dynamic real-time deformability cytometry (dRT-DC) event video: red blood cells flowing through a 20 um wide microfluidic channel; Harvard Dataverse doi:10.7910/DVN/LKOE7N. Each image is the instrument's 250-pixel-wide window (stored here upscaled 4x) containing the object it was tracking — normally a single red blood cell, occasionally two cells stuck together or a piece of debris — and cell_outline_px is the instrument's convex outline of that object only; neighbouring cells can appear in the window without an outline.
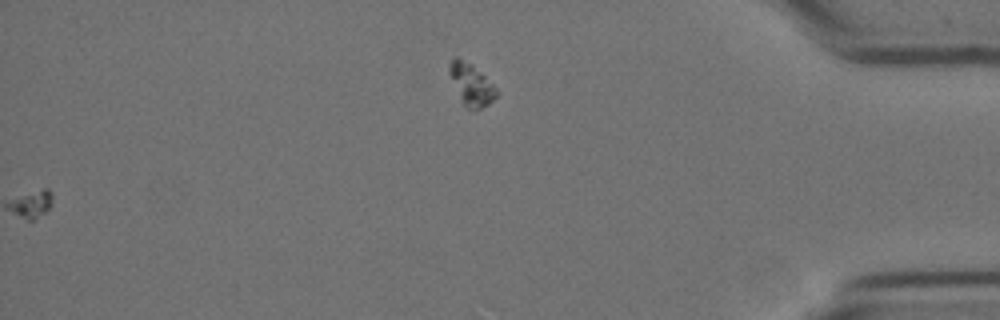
{"species": "Egyptian fruit bat (a non-hibernating species)", "species_latin": "Rousettus aegyptiacus", "temperature_condition": "cold", "stored_images_in_passage": 61, "camera_frame_rate_fps": 3000, "um_per_image_px": 0.085, "animal": {"sex": "female"}, "frame": {"image": 1, "passage_image": 61, "time_ms": 20.0, "image_size_px": [1000, 320], "cell_outline_px": [[496, 96], [488, 104], [480, 108], [468, 108], [460, 100], [448, 72], [448, 68], [452, 60], [456, 56], [472, 64], [496, 88]], "centroid_in_image_um": [40.02, 7.16], "position_along_channel_um": 395.2, "area_um2": 11.1}}